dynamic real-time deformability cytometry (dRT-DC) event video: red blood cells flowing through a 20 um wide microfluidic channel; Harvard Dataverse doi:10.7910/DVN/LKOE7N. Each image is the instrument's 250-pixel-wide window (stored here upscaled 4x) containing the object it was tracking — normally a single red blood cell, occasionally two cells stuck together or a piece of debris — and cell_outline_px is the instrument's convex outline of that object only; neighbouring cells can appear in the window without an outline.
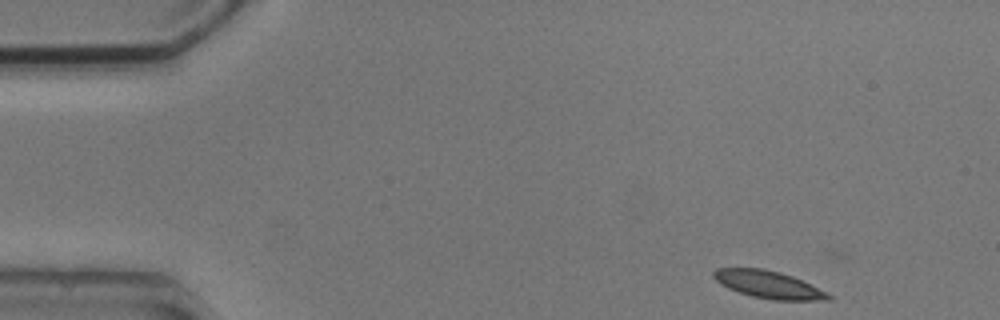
{"species": "common noctule bat (a hibernating species)", "species_latin": "Nyctalus noctula", "temperature_condition": "cold", "stored_images_in_passage": 4, "camera_frame_rate_fps": 3000, "um_per_image_px": 0.085, "animal": {"sex": "male", "body_mass_g": 20.5, "forearm_length_mm": 52.5}, "frame": {"image": 1, "passage_image": 1, "time_ms": 0.0, "image_size_px": [1000, 320], "cell_outline_px": [[832, 300], [772, 300], [752, 296], [728, 288], [720, 284], [712, 276], [712, 272], [716, 268], [764, 268], [780, 272], [792, 276], [828, 292], [832, 296]], "centroid_in_image_um": [65.32, 24.18], "position_along_channel_um": 19.7, "area_um2": 18.38}}
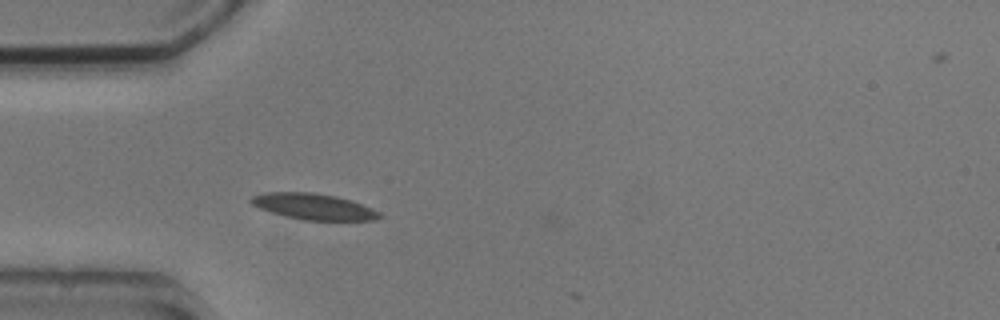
{"frame": {"image": 2, "passage_image": 4, "time_ms": 3.333, "image_size_px": [1000, 320], "cell_outline_px": [[384, 216], [376, 220], [304, 220], [272, 212], [260, 208], [252, 204], [248, 200], [252, 196], [264, 192], [312, 192], [336, 196], [352, 200], [372, 208], [380, 212]], "centroid_in_image_um": [26.69, 17.55], "position_along_channel_um": 58.3, "area_um2": 19.48}}